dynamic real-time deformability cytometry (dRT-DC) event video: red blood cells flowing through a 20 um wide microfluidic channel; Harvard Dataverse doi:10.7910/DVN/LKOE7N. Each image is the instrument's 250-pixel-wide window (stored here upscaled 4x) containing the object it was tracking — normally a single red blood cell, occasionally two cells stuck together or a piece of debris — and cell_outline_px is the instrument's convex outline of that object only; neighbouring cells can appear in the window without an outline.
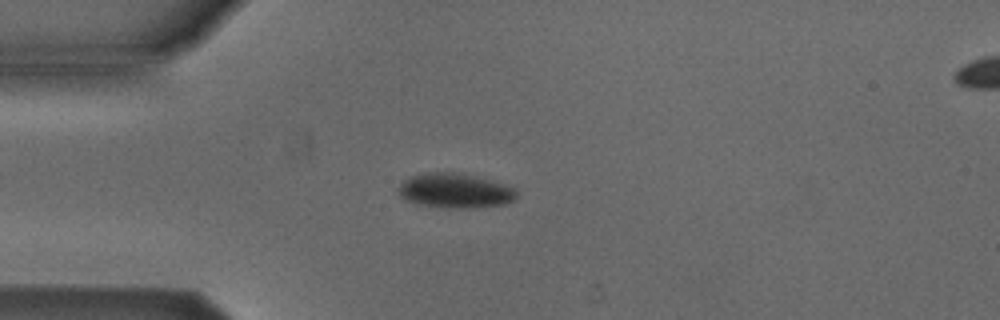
{"species": "Egyptian fruit bat (a non-hibernating species)", "species_latin": "Rousettus aegyptiacus", "temperature_condition": "cold", "stored_images_in_passage": 49, "camera_frame_rate_fps": 3000, "um_per_image_px": 0.085, "animal": {"sex": "male"}, "frame": {"image": 1, "passage_image": 10, "time_ms": 3.0, "image_size_px": [1000, 320], "cell_outline_px": [[516, 200], [504, 204], [464, 208], [460, 208], [420, 204], [408, 200], [400, 196], [396, 188], [408, 176], [424, 172], [456, 172], [504, 184], [516, 188]], "centroid_in_image_um": [38.65, 16.19], "position_along_channel_um": 46.4, "area_um2": 23.58}}
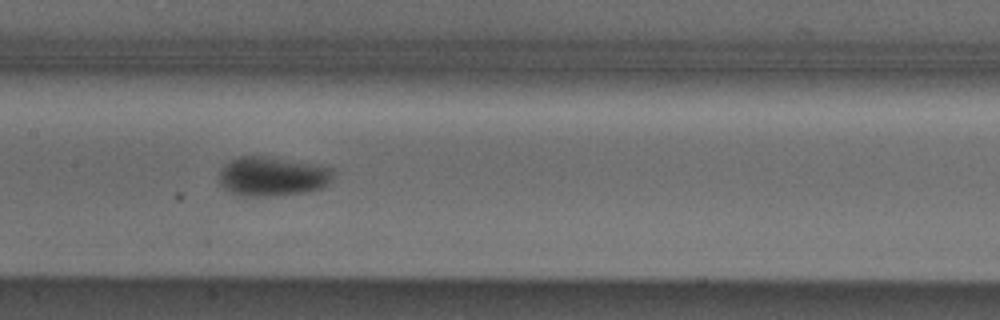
{"frame": {"image": 2, "passage_image": 22, "time_ms": 7.0, "image_size_px": [1000, 320], "cell_outline_px": [[332, 180], [328, 184], [320, 188], [308, 192], [272, 196], [240, 196], [224, 188], [220, 184], [220, 168], [236, 156], [264, 156], [320, 164], [332, 168]], "centroid_in_image_um": [23.16, 14.98], "position_along_channel_um": 184.2, "area_um2": 26.41}}
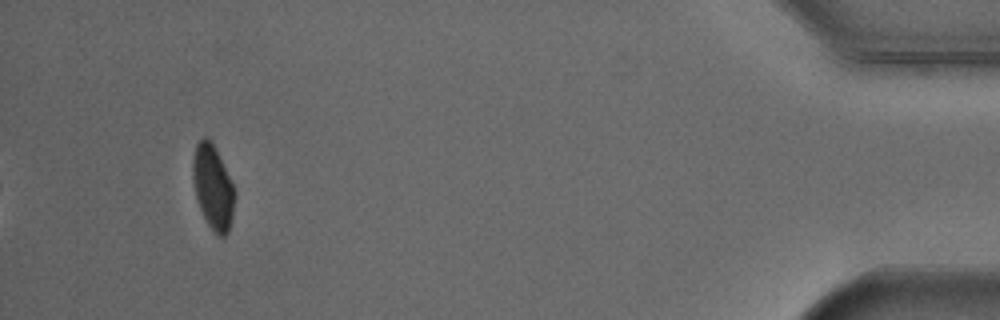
{"frame": {"image": 3, "passage_image": 46, "time_ms": 15.0, "image_size_px": [1000, 320], "cell_outline_px": [[236, 196], [232, 220], [228, 232], [224, 236], [216, 236], [208, 224], [200, 208], [196, 196], [192, 176], [192, 160], [196, 144], [204, 136], [208, 136], [236, 192]], "centroid_in_image_um": [18.1, 15.95], "position_along_channel_um": 417.1, "area_um2": 20.35}, "authors_computed_cell_mechanics": {"area_um2": 23.2934, "velocity_mm_per_s": 3.8488, "shape_relaxation_time_tau1_ms": 3.5692, "shape_relaxation_time_tau2_ms": null, "deformation_change_tau1": 0.085, "deformation_change_tau2": null}}